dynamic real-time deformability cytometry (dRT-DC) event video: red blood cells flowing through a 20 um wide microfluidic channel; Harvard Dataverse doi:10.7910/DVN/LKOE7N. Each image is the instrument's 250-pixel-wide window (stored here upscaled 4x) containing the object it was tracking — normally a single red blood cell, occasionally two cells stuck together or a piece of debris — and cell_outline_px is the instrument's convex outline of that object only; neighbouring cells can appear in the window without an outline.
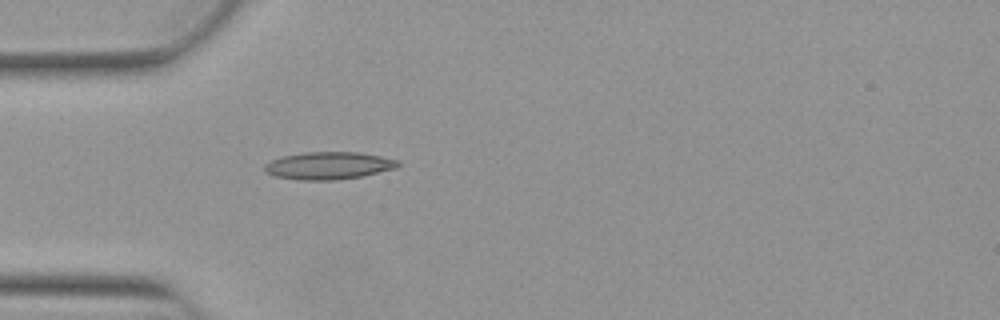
{"species": "Egyptian fruit bat (a non-hibernating species)", "species_latin": "Rousettus aegyptiacus", "temperature_condition": "warm", "stored_images_in_passage": 31, "camera_frame_rate_fps": 3000, "um_per_image_px": 0.085, "animal": {"sex": "female"}, "frame": {"image": 1, "passage_image": 1, "time_ms": 0.0, "image_size_px": [1000, 320], "cell_outline_px": [[400, 164], [396, 168], [360, 176], [336, 180], [296, 180], [276, 176], [264, 172], [264, 164], [272, 160], [284, 156], [304, 152], [360, 152], [400, 160]], "centroid_in_image_um": [27.92, 14.07], "position_along_channel_um": 57.1, "area_um2": 21.33}}
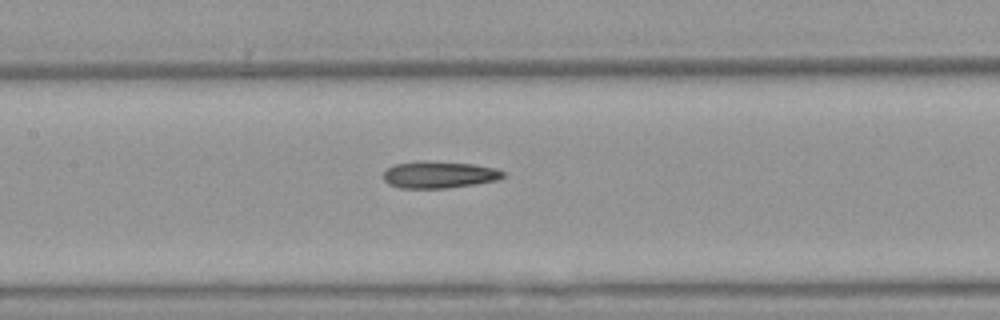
{"frame": {"image": 2, "passage_image": 10, "time_ms": 3.0, "image_size_px": [1000, 320], "cell_outline_px": [[508, 176], [496, 180], [476, 184], [448, 188], [400, 188], [388, 184], [384, 180], [384, 172], [388, 168], [396, 164], [416, 160], [428, 160], [472, 164], [496, 168], [504, 172]], "centroid_in_image_um": [37.34, 14.84], "position_along_channel_um": 170.1, "area_um2": 19.02}}
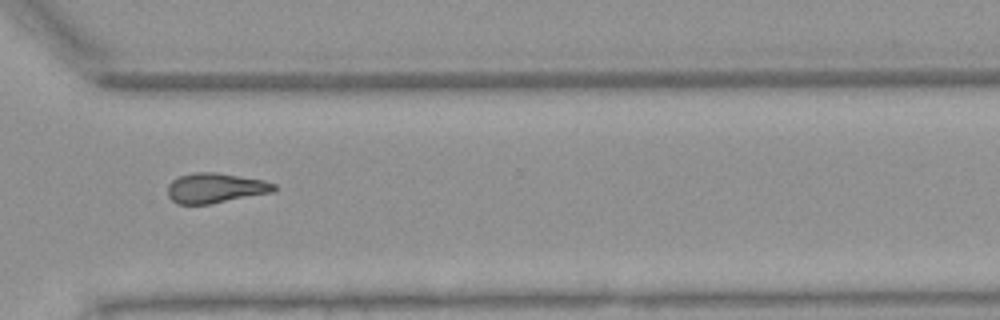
{"frame": {"image": 3, "passage_image": 24, "time_ms": 7.667, "image_size_px": [1000, 320], "cell_outline_px": [[276, 188], [272, 192], [208, 204], [176, 204], [168, 196], [168, 184], [172, 180], [180, 176], [192, 172], [216, 172], [264, 180], [276, 184]], "centroid_in_image_um": [18.28, 15.97], "position_along_channel_um": 352.3, "area_um2": 18.5}}